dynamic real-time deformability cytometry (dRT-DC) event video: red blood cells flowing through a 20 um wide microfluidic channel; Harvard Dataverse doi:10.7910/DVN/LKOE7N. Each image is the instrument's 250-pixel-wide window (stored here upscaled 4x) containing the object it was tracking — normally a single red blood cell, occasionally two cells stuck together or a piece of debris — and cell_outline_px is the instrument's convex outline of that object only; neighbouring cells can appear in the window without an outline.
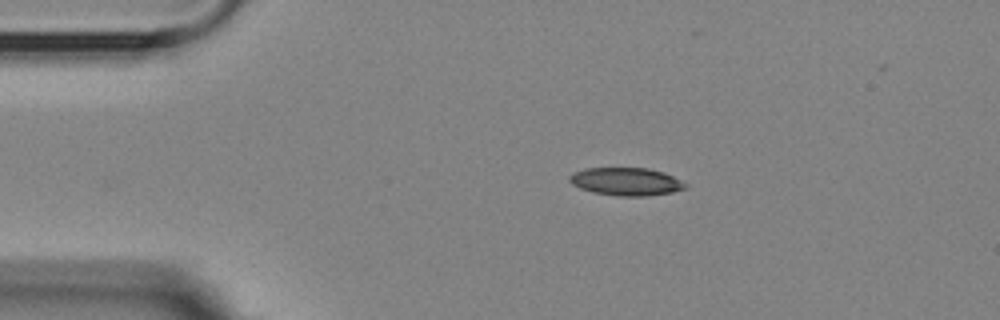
{"species": "Egyptian fruit bat (a non-hibernating species)", "species_latin": "Rousettus aegyptiacus", "temperature_condition": "room temperature", "stored_images_in_passage": 3, "camera_frame_rate_fps": 3000, "um_per_image_px": 0.085, "animal": {"sex": "female"}, "frame": {"image": 1, "passage_image": 3, "time_ms": 2.333, "image_size_px": [1000, 320], "cell_outline_px": [[688, 184], [684, 188], [672, 192], [644, 196], [620, 196], [592, 192], [580, 188], [572, 184], [568, 180], [568, 176], [584, 168], [648, 168], [664, 172]], "centroid_in_image_um": [53.2, 15.43], "position_along_channel_um": 31.8, "area_um2": 18.73}}